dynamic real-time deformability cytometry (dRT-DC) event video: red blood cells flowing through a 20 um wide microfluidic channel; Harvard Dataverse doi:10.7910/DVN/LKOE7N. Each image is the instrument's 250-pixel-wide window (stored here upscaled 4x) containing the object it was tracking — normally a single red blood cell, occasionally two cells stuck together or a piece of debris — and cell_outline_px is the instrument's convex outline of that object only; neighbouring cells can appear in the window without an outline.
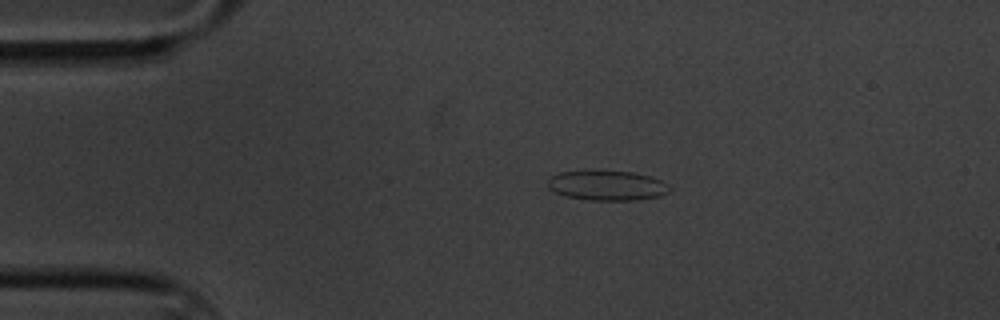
{"species": "common noctule bat (a hibernating species)", "species_latin": "Nyctalus noctula", "temperature_condition": "cold", "stored_images_in_passage": 48, "camera_frame_rate_fps": 3000, "um_per_image_px": 0.085, "animal": {"sex": "male", "body_mass_g": 20.1, "forearm_length_mm": 53.5}, "frame": {"image": 1, "passage_image": 1, "time_ms": 0.0, "image_size_px": [1000, 320], "cell_outline_px": [[672, 188], [668, 192], [660, 196], [636, 200], [588, 200], [564, 196], [548, 188], [548, 176], [560, 172], [596, 168], [632, 172], [648, 176], [660, 180], [668, 184]], "centroid_in_image_um": [51.55, 15.73], "position_along_channel_um": 33.4, "area_um2": 21.96}}
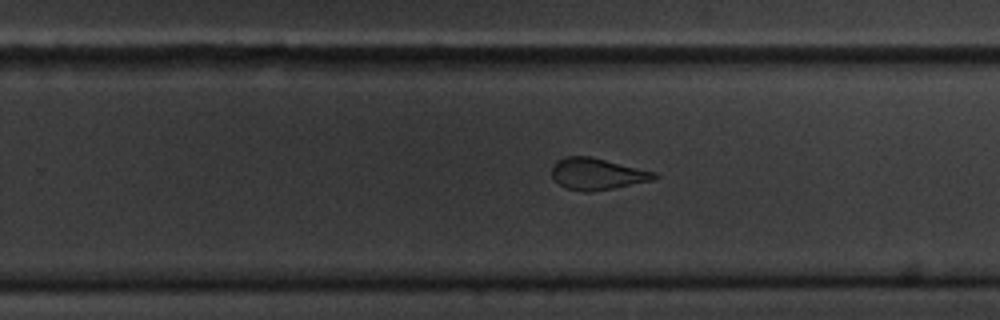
{"frame": {"image": 2, "passage_image": 26, "time_ms": 8.333, "image_size_px": [1000, 320], "cell_outline_px": [[660, 176], [652, 180], [592, 192], [584, 192], [564, 188], [552, 176], [552, 164], [556, 160], [568, 156], [588, 156], [656, 172]], "centroid_in_image_um": [50.73, 14.79], "position_along_channel_um": 279.1, "area_um2": 18.73}}
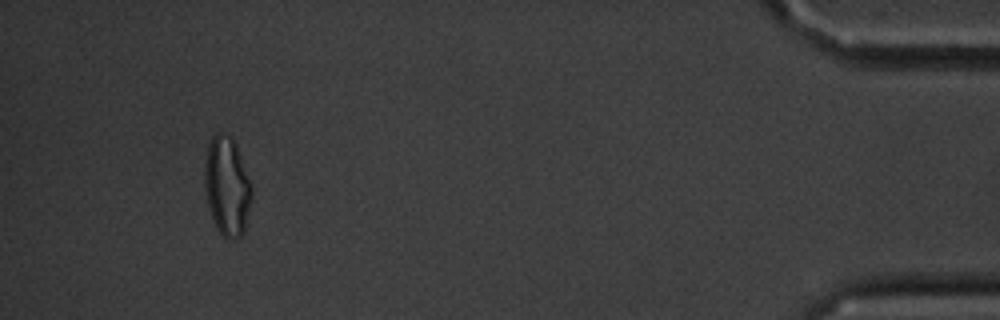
{"frame": {"image": 3, "passage_image": 44, "time_ms": 14.333, "image_size_px": [1000, 320], "cell_outline_px": [[252, 196], [244, 232], [240, 236], [232, 240], [228, 240], [216, 228], [208, 204], [204, 184], [204, 172], [208, 144], [212, 136], [216, 132], [220, 132], [232, 136], [236, 144], [252, 184]], "centroid_in_image_um": [19.31, 15.81], "position_along_channel_um": 415.9, "area_um2": 27.28}, "authors_computed_cell_mechanics": {"area_um2": 20.0566, "velocity_mm_per_s": 3.403, "shape_relaxation_time_tau1_ms": 9.6889, "shape_relaxation_time_tau2_ms": 1.8951, "deformation_change_tau1": 0.1618, "deformation_change_tau2": 0.0881}}